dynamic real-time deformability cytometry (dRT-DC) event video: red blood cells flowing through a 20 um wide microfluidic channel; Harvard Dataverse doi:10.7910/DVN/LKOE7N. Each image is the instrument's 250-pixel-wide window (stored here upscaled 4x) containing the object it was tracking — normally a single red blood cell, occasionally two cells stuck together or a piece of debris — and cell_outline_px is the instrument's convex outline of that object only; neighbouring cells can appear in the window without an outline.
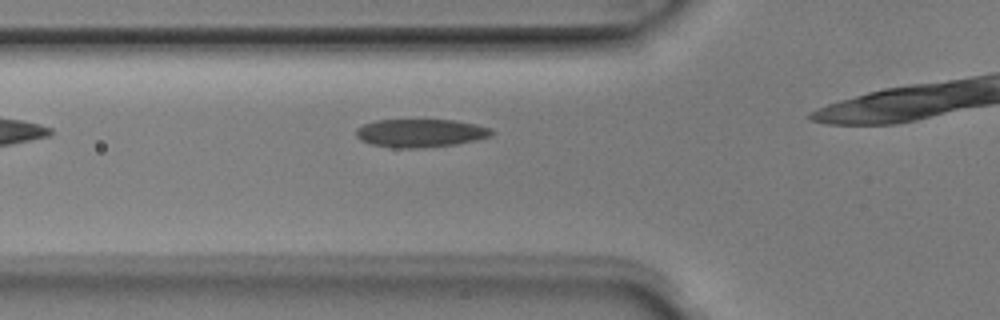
{"species": "Egyptian fruit bat (a non-hibernating species)", "species_latin": "Rousettus aegyptiacus", "temperature_condition": "room temperature", "stored_images_in_passage": 3, "camera_frame_rate_fps": 3000, "um_per_image_px": 0.085, "animal": {"sex": "male"}, "frame": {"image": 1, "passage_image": 2, "time_ms": 0.333, "image_size_px": [1000, 320], "cell_outline_px": [[496, 132], [492, 136], [476, 140], [456, 144], [416, 148], [400, 148], [372, 144], [360, 140], [356, 136], [356, 128], [364, 124], [376, 120], [456, 120], [476, 124], [492, 128]], "centroid_in_image_um": [35.79, 11.3], "position_along_channel_um": 90.0, "area_um2": 22.31}}